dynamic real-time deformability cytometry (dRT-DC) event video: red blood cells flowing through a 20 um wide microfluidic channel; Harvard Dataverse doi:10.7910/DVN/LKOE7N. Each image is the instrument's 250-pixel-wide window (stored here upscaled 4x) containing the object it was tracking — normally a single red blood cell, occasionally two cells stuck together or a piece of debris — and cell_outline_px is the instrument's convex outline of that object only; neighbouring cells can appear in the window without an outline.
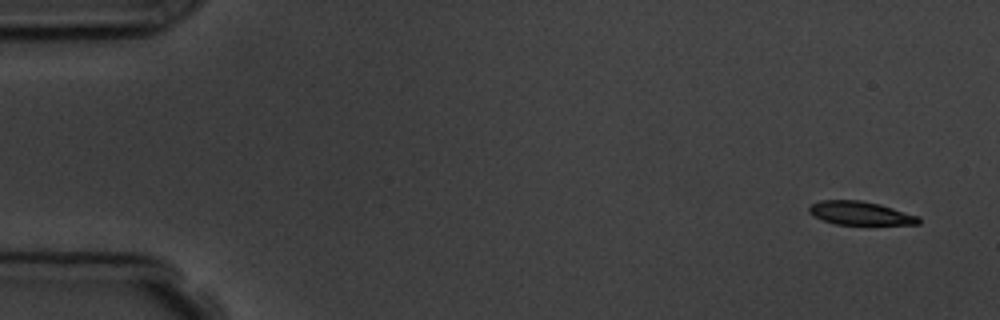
{"species": "common noctule bat (a hibernating species)", "species_latin": "Nyctalus noctula", "temperature_condition": "room temperature", "stored_images_in_passage": 4, "camera_frame_rate_fps": 3000, "um_per_image_px": 0.085, "animal": {"sex": "male", "body_mass_g": 19.5, "forearm_length_mm": 54.6}, "frame": {"image": 1, "passage_image": 1, "time_ms": 0.0, "image_size_px": [1000, 320], "cell_outline_px": [[920, 224], [836, 224], [824, 220], [808, 212], [808, 208], [812, 204], [820, 200], [860, 200], [880, 204], [920, 216]], "centroid_in_image_um": [73.15, 18.11], "position_along_channel_um": 11.9, "area_um2": 14.85}}
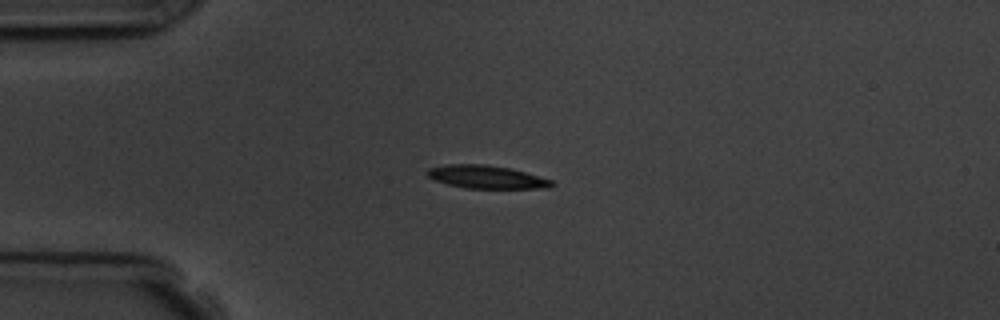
{"frame": {"image": 2, "passage_image": 4, "time_ms": 3.667, "image_size_px": [1000, 320], "cell_outline_px": [[556, 184], [552, 188], [464, 188], [432, 180], [428, 176], [428, 168], [448, 164], [484, 164], [508, 168], [524, 172], [552, 180]], "centroid_in_image_um": [41.35, 15.05], "position_along_channel_um": 43.6, "area_um2": 16.65}}